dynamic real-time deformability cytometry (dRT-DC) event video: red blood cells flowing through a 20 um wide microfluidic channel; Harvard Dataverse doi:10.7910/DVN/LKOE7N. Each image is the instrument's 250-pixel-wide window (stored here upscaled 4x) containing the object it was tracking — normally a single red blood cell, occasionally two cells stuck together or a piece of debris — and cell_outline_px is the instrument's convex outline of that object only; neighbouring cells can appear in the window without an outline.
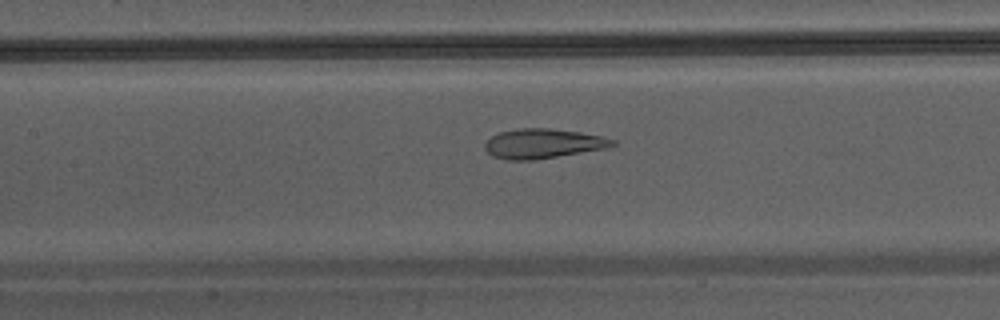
{"species": "Egyptian fruit bat (a non-hibernating species)", "species_latin": "Rousettus aegyptiacus", "temperature_condition": "warm", "stored_images_in_passage": 16, "camera_frame_rate_fps": 3000, "um_per_image_px": 0.085, "animal": {"sex": "male"}, "frame": {"image": 1, "passage_image": 13, "time_ms": 4.0, "image_size_px": [1000, 320], "cell_outline_px": [[616, 144], [604, 148], [532, 160], [508, 160], [492, 156], [484, 148], [484, 144], [492, 136], [500, 132], [520, 128], [548, 128], [580, 132], [600, 136], [616, 140]], "centroid_in_image_um": [46.11, 12.2], "position_along_channel_um": 161.3, "area_um2": 21.68}}
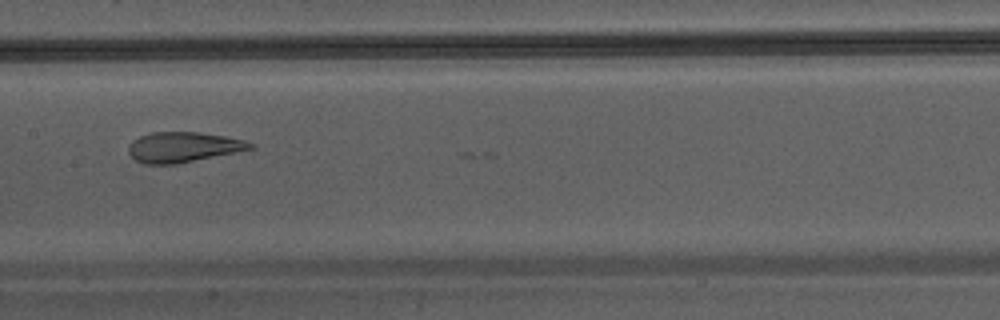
{"frame": {"image": 2, "passage_image": 15, "time_ms": 4.667, "image_size_px": [1000, 320], "cell_outline_px": [[256, 148], [176, 164], [144, 164], [136, 160], [128, 152], [128, 148], [140, 136], [152, 132], [196, 132], [224, 136], [244, 140], [256, 144]], "centroid_in_image_um": [15.61, 12.51], "position_along_channel_um": 191.8, "area_um2": 21.21}}